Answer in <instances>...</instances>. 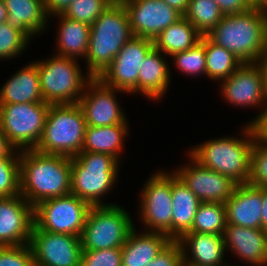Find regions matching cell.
I'll list each match as a JSON object with an SVG mask.
<instances>
[{
  "label": "cell",
  "mask_w": 267,
  "mask_h": 266,
  "mask_svg": "<svg viewBox=\"0 0 267 266\" xmlns=\"http://www.w3.org/2000/svg\"><path fill=\"white\" fill-rule=\"evenodd\" d=\"M223 15L215 0H189L183 17L196 28L201 36H207Z\"/></svg>",
  "instance_id": "obj_31"
},
{
  "label": "cell",
  "mask_w": 267,
  "mask_h": 266,
  "mask_svg": "<svg viewBox=\"0 0 267 266\" xmlns=\"http://www.w3.org/2000/svg\"><path fill=\"white\" fill-rule=\"evenodd\" d=\"M172 240L178 241L191 231L197 208L198 197L180 180L172 170Z\"/></svg>",
  "instance_id": "obj_27"
},
{
  "label": "cell",
  "mask_w": 267,
  "mask_h": 266,
  "mask_svg": "<svg viewBox=\"0 0 267 266\" xmlns=\"http://www.w3.org/2000/svg\"><path fill=\"white\" fill-rule=\"evenodd\" d=\"M7 10V20L12 27L24 32L32 41L33 37L46 33L50 19L43 0H3Z\"/></svg>",
  "instance_id": "obj_24"
},
{
  "label": "cell",
  "mask_w": 267,
  "mask_h": 266,
  "mask_svg": "<svg viewBox=\"0 0 267 266\" xmlns=\"http://www.w3.org/2000/svg\"><path fill=\"white\" fill-rule=\"evenodd\" d=\"M72 158L21 150L19 156L20 194L33 206L71 193Z\"/></svg>",
  "instance_id": "obj_1"
},
{
  "label": "cell",
  "mask_w": 267,
  "mask_h": 266,
  "mask_svg": "<svg viewBox=\"0 0 267 266\" xmlns=\"http://www.w3.org/2000/svg\"><path fill=\"white\" fill-rule=\"evenodd\" d=\"M262 187L237 184L226 201V223L246 228H261Z\"/></svg>",
  "instance_id": "obj_20"
},
{
  "label": "cell",
  "mask_w": 267,
  "mask_h": 266,
  "mask_svg": "<svg viewBox=\"0 0 267 266\" xmlns=\"http://www.w3.org/2000/svg\"><path fill=\"white\" fill-rule=\"evenodd\" d=\"M20 151L17 150L8 140V137L0 128V158L19 157Z\"/></svg>",
  "instance_id": "obj_43"
},
{
  "label": "cell",
  "mask_w": 267,
  "mask_h": 266,
  "mask_svg": "<svg viewBox=\"0 0 267 266\" xmlns=\"http://www.w3.org/2000/svg\"><path fill=\"white\" fill-rule=\"evenodd\" d=\"M224 15L242 13L252 6L246 0H215Z\"/></svg>",
  "instance_id": "obj_41"
},
{
  "label": "cell",
  "mask_w": 267,
  "mask_h": 266,
  "mask_svg": "<svg viewBox=\"0 0 267 266\" xmlns=\"http://www.w3.org/2000/svg\"><path fill=\"white\" fill-rule=\"evenodd\" d=\"M86 126L78 103L50 105L43 134L35 150L73 158L83 148Z\"/></svg>",
  "instance_id": "obj_6"
},
{
  "label": "cell",
  "mask_w": 267,
  "mask_h": 266,
  "mask_svg": "<svg viewBox=\"0 0 267 266\" xmlns=\"http://www.w3.org/2000/svg\"><path fill=\"white\" fill-rule=\"evenodd\" d=\"M39 60L36 65L44 102L51 105L78 103L93 78L81 69L80 59L52 54Z\"/></svg>",
  "instance_id": "obj_7"
},
{
  "label": "cell",
  "mask_w": 267,
  "mask_h": 266,
  "mask_svg": "<svg viewBox=\"0 0 267 266\" xmlns=\"http://www.w3.org/2000/svg\"><path fill=\"white\" fill-rule=\"evenodd\" d=\"M91 207L72 193L50 198L34 207V225L39 230L80 237Z\"/></svg>",
  "instance_id": "obj_11"
},
{
  "label": "cell",
  "mask_w": 267,
  "mask_h": 266,
  "mask_svg": "<svg viewBox=\"0 0 267 266\" xmlns=\"http://www.w3.org/2000/svg\"><path fill=\"white\" fill-rule=\"evenodd\" d=\"M35 266H80V237L39 230L35 225L29 241Z\"/></svg>",
  "instance_id": "obj_16"
},
{
  "label": "cell",
  "mask_w": 267,
  "mask_h": 266,
  "mask_svg": "<svg viewBox=\"0 0 267 266\" xmlns=\"http://www.w3.org/2000/svg\"><path fill=\"white\" fill-rule=\"evenodd\" d=\"M258 135L255 125L244 124L237 136L225 135L190 147L187 151L204 167L230 177L237 184L251 178V151ZM242 136V137H241Z\"/></svg>",
  "instance_id": "obj_2"
},
{
  "label": "cell",
  "mask_w": 267,
  "mask_h": 266,
  "mask_svg": "<svg viewBox=\"0 0 267 266\" xmlns=\"http://www.w3.org/2000/svg\"><path fill=\"white\" fill-rule=\"evenodd\" d=\"M51 104H0V128L19 151L35 149L43 134Z\"/></svg>",
  "instance_id": "obj_10"
},
{
  "label": "cell",
  "mask_w": 267,
  "mask_h": 266,
  "mask_svg": "<svg viewBox=\"0 0 267 266\" xmlns=\"http://www.w3.org/2000/svg\"><path fill=\"white\" fill-rule=\"evenodd\" d=\"M129 122L105 127L86 126L85 139L81 151L106 153L122 163L124 140L130 135Z\"/></svg>",
  "instance_id": "obj_28"
},
{
  "label": "cell",
  "mask_w": 267,
  "mask_h": 266,
  "mask_svg": "<svg viewBox=\"0 0 267 266\" xmlns=\"http://www.w3.org/2000/svg\"><path fill=\"white\" fill-rule=\"evenodd\" d=\"M114 0H74L62 14L90 26Z\"/></svg>",
  "instance_id": "obj_35"
},
{
  "label": "cell",
  "mask_w": 267,
  "mask_h": 266,
  "mask_svg": "<svg viewBox=\"0 0 267 266\" xmlns=\"http://www.w3.org/2000/svg\"><path fill=\"white\" fill-rule=\"evenodd\" d=\"M249 184L267 187V143L258 135L251 151V178Z\"/></svg>",
  "instance_id": "obj_37"
},
{
  "label": "cell",
  "mask_w": 267,
  "mask_h": 266,
  "mask_svg": "<svg viewBox=\"0 0 267 266\" xmlns=\"http://www.w3.org/2000/svg\"><path fill=\"white\" fill-rule=\"evenodd\" d=\"M169 58L181 74L188 77H206L205 36H201L200 41L192 48L174 53Z\"/></svg>",
  "instance_id": "obj_33"
},
{
  "label": "cell",
  "mask_w": 267,
  "mask_h": 266,
  "mask_svg": "<svg viewBox=\"0 0 267 266\" xmlns=\"http://www.w3.org/2000/svg\"><path fill=\"white\" fill-rule=\"evenodd\" d=\"M206 77L220 84L243 63L232 52L205 36ZM218 81V82H217Z\"/></svg>",
  "instance_id": "obj_30"
},
{
  "label": "cell",
  "mask_w": 267,
  "mask_h": 266,
  "mask_svg": "<svg viewBox=\"0 0 267 266\" xmlns=\"http://www.w3.org/2000/svg\"><path fill=\"white\" fill-rule=\"evenodd\" d=\"M133 36L123 3L114 0L91 25L85 71L99 78Z\"/></svg>",
  "instance_id": "obj_4"
},
{
  "label": "cell",
  "mask_w": 267,
  "mask_h": 266,
  "mask_svg": "<svg viewBox=\"0 0 267 266\" xmlns=\"http://www.w3.org/2000/svg\"><path fill=\"white\" fill-rule=\"evenodd\" d=\"M0 266H35L30 245L0 247Z\"/></svg>",
  "instance_id": "obj_39"
},
{
  "label": "cell",
  "mask_w": 267,
  "mask_h": 266,
  "mask_svg": "<svg viewBox=\"0 0 267 266\" xmlns=\"http://www.w3.org/2000/svg\"><path fill=\"white\" fill-rule=\"evenodd\" d=\"M126 94L106 85L100 78H92L78 101L87 126L105 127L115 124H126L129 119L125 109L117 98Z\"/></svg>",
  "instance_id": "obj_13"
},
{
  "label": "cell",
  "mask_w": 267,
  "mask_h": 266,
  "mask_svg": "<svg viewBox=\"0 0 267 266\" xmlns=\"http://www.w3.org/2000/svg\"><path fill=\"white\" fill-rule=\"evenodd\" d=\"M164 170L151 173L144 182L137 213L142 231L164 233L172 240V171Z\"/></svg>",
  "instance_id": "obj_9"
},
{
  "label": "cell",
  "mask_w": 267,
  "mask_h": 266,
  "mask_svg": "<svg viewBox=\"0 0 267 266\" xmlns=\"http://www.w3.org/2000/svg\"><path fill=\"white\" fill-rule=\"evenodd\" d=\"M252 7L259 9V0H246Z\"/></svg>",
  "instance_id": "obj_50"
},
{
  "label": "cell",
  "mask_w": 267,
  "mask_h": 266,
  "mask_svg": "<svg viewBox=\"0 0 267 266\" xmlns=\"http://www.w3.org/2000/svg\"><path fill=\"white\" fill-rule=\"evenodd\" d=\"M221 266H233V265H231L230 263H228L226 265H221Z\"/></svg>",
  "instance_id": "obj_51"
},
{
  "label": "cell",
  "mask_w": 267,
  "mask_h": 266,
  "mask_svg": "<svg viewBox=\"0 0 267 266\" xmlns=\"http://www.w3.org/2000/svg\"><path fill=\"white\" fill-rule=\"evenodd\" d=\"M226 224L224 203L201 202L197 208L191 231L188 233L223 235Z\"/></svg>",
  "instance_id": "obj_32"
},
{
  "label": "cell",
  "mask_w": 267,
  "mask_h": 266,
  "mask_svg": "<svg viewBox=\"0 0 267 266\" xmlns=\"http://www.w3.org/2000/svg\"><path fill=\"white\" fill-rule=\"evenodd\" d=\"M80 266H122V248L82 251Z\"/></svg>",
  "instance_id": "obj_38"
},
{
  "label": "cell",
  "mask_w": 267,
  "mask_h": 266,
  "mask_svg": "<svg viewBox=\"0 0 267 266\" xmlns=\"http://www.w3.org/2000/svg\"><path fill=\"white\" fill-rule=\"evenodd\" d=\"M131 217L118 203L92 206L80 236L82 251L122 248L137 225Z\"/></svg>",
  "instance_id": "obj_8"
},
{
  "label": "cell",
  "mask_w": 267,
  "mask_h": 266,
  "mask_svg": "<svg viewBox=\"0 0 267 266\" xmlns=\"http://www.w3.org/2000/svg\"><path fill=\"white\" fill-rule=\"evenodd\" d=\"M219 85L222 99L229 106L255 108L259 113L252 117L250 125H255L267 109V99L264 93L262 73L257 63H243L227 79L221 80Z\"/></svg>",
  "instance_id": "obj_12"
},
{
  "label": "cell",
  "mask_w": 267,
  "mask_h": 266,
  "mask_svg": "<svg viewBox=\"0 0 267 266\" xmlns=\"http://www.w3.org/2000/svg\"><path fill=\"white\" fill-rule=\"evenodd\" d=\"M153 48V40L133 36L99 78L110 87L137 95L140 66Z\"/></svg>",
  "instance_id": "obj_14"
},
{
  "label": "cell",
  "mask_w": 267,
  "mask_h": 266,
  "mask_svg": "<svg viewBox=\"0 0 267 266\" xmlns=\"http://www.w3.org/2000/svg\"><path fill=\"white\" fill-rule=\"evenodd\" d=\"M7 20V10L3 0H0V24Z\"/></svg>",
  "instance_id": "obj_48"
},
{
  "label": "cell",
  "mask_w": 267,
  "mask_h": 266,
  "mask_svg": "<svg viewBox=\"0 0 267 266\" xmlns=\"http://www.w3.org/2000/svg\"><path fill=\"white\" fill-rule=\"evenodd\" d=\"M30 38L21 30L12 27L5 22L0 24V60L6 62L9 59L22 57L28 49Z\"/></svg>",
  "instance_id": "obj_34"
},
{
  "label": "cell",
  "mask_w": 267,
  "mask_h": 266,
  "mask_svg": "<svg viewBox=\"0 0 267 266\" xmlns=\"http://www.w3.org/2000/svg\"><path fill=\"white\" fill-rule=\"evenodd\" d=\"M20 194L19 157L0 158V197Z\"/></svg>",
  "instance_id": "obj_36"
},
{
  "label": "cell",
  "mask_w": 267,
  "mask_h": 266,
  "mask_svg": "<svg viewBox=\"0 0 267 266\" xmlns=\"http://www.w3.org/2000/svg\"><path fill=\"white\" fill-rule=\"evenodd\" d=\"M59 20L56 27V49L54 54L63 57L85 60L90 39L91 26L87 23L79 22L71 18H66L62 14L54 15L49 19ZM56 52V53H55Z\"/></svg>",
  "instance_id": "obj_26"
},
{
  "label": "cell",
  "mask_w": 267,
  "mask_h": 266,
  "mask_svg": "<svg viewBox=\"0 0 267 266\" xmlns=\"http://www.w3.org/2000/svg\"><path fill=\"white\" fill-rule=\"evenodd\" d=\"M129 17L134 36L154 40L183 16L163 0H120Z\"/></svg>",
  "instance_id": "obj_17"
},
{
  "label": "cell",
  "mask_w": 267,
  "mask_h": 266,
  "mask_svg": "<svg viewBox=\"0 0 267 266\" xmlns=\"http://www.w3.org/2000/svg\"><path fill=\"white\" fill-rule=\"evenodd\" d=\"M223 239L226 252L251 266H267V231L226 224Z\"/></svg>",
  "instance_id": "obj_19"
},
{
  "label": "cell",
  "mask_w": 267,
  "mask_h": 266,
  "mask_svg": "<svg viewBox=\"0 0 267 266\" xmlns=\"http://www.w3.org/2000/svg\"><path fill=\"white\" fill-rule=\"evenodd\" d=\"M200 39L196 28L182 17L159 33L153 40V46L169 57L192 48Z\"/></svg>",
  "instance_id": "obj_29"
},
{
  "label": "cell",
  "mask_w": 267,
  "mask_h": 266,
  "mask_svg": "<svg viewBox=\"0 0 267 266\" xmlns=\"http://www.w3.org/2000/svg\"><path fill=\"white\" fill-rule=\"evenodd\" d=\"M34 207L21 195L0 197V247L29 244Z\"/></svg>",
  "instance_id": "obj_18"
},
{
  "label": "cell",
  "mask_w": 267,
  "mask_h": 266,
  "mask_svg": "<svg viewBox=\"0 0 267 266\" xmlns=\"http://www.w3.org/2000/svg\"><path fill=\"white\" fill-rule=\"evenodd\" d=\"M120 167L121 163L112 155L81 151L71 162V193L91 206L117 204L106 203L103 198L119 182Z\"/></svg>",
  "instance_id": "obj_5"
},
{
  "label": "cell",
  "mask_w": 267,
  "mask_h": 266,
  "mask_svg": "<svg viewBox=\"0 0 267 266\" xmlns=\"http://www.w3.org/2000/svg\"><path fill=\"white\" fill-rule=\"evenodd\" d=\"M74 0H43L48 17L63 14Z\"/></svg>",
  "instance_id": "obj_42"
},
{
  "label": "cell",
  "mask_w": 267,
  "mask_h": 266,
  "mask_svg": "<svg viewBox=\"0 0 267 266\" xmlns=\"http://www.w3.org/2000/svg\"><path fill=\"white\" fill-rule=\"evenodd\" d=\"M178 242L183 252L184 266H221L228 264L223 235L186 233Z\"/></svg>",
  "instance_id": "obj_21"
},
{
  "label": "cell",
  "mask_w": 267,
  "mask_h": 266,
  "mask_svg": "<svg viewBox=\"0 0 267 266\" xmlns=\"http://www.w3.org/2000/svg\"><path fill=\"white\" fill-rule=\"evenodd\" d=\"M147 266H184L181 244L171 240Z\"/></svg>",
  "instance_id": "obj_40"
},
{
  "label": "cell",
  "mask_w": 267,
  "mask_h": 266,
  "mask_svg": "<svg viewBox=\"0 0 267 266\" xmlns=\"http://www.w3.org/2000/svg\"><path fill=\"white\" fill-rule=\"evenodd\" d=\"M158 49L153 48L140 66L138 94L152 101H162L171 84L172 73L169 60ZM168 61V62H167ZM169 63V64H168ZM161 99V100H160Z\"/></svg>",
  "instance_id": "obj_22"
},
{
  "label": "cell",
  "mask_w": 267,
  "mask_h": 266,
  "mask_svg": "<svg viewBox=\"0 0 267 266\" xmlns=\"http://www.w3.org/2000/svg\"><path fill=\"white\" fill-rule=\"evenodd\" d=\"M259 10L267 13V0H259Z\"/></svg>",
  "instance_id": "obj_49"
},
{
  "label": "cell",
  "mask_w": 267,
  "mask_h": 266,
  "mask_svg": "<svg viewBox=\"0 0 267 266\" xmlns=\"http://www.w3.org/2000/svg\"><path fill=\"white\" fill-rule=\"evenodd\" d=\"M258 136L267 143V109L262 118L255 124Z\"/></svg>",
  "instance_id": "obj_44"
},
{
  "label": "cell",
  "mask_w": 267,
  "mask_h": 266,
  "mask_svg": "<svg viewBox=\"0 0 267 266\" xmlns=\"http://www.w3.org/2000/svg\"><path fill=\"white\" fill-rule=\"evenodd\" d=\"M262 217H261V228L267 231V187H262Z\"/></svg>",
  "instance_id": "obj_47"
},
{
  "label": "cell",
  "mask_w": 267,
  "mask_h": 266,
  "mask_svg": "<svg viewBox=\"0 0 267 266\" xmlns=\"http://www.w3.org/2000/svg\"><path fill=\"white\" fill-rule=\"evenodd\" d=\"M43 101L36 59L12 74L0 88V104Z\"/></svg>",
  "instance_id": "obj_23"
},
{
  "label": "cell",
  "mask_w": 267,
  "mask_h": 266,
  "mask_svg": "<svg viewBox=\"0 0 267 266\" xmlns=\"http://www.w3.org/2000/svg\"><path fill=\"white\" fill-rule=\"evenodd\" d=\"M137 230L135 226L122 247V266H147L171 241L164 233Z\"/></svg>",
  "instance_id": "obj_25"
},
{
  "label": "cell",
  "mask_w": 267,
  "mask_h": 266,
  "mask_svg": "<svg viewBox=\"0 0 267 266\" xmlns=\"http://www.w3.org/2000/svg\"><path fill=\"white\" fill-rule=\"evenodd\" d=\"M188 154V156H187ZM188 160L173 172L198 197L200 202L226 203L237 186L230 177L204 167L189 153Z\"/></svg>",
  "instance_id": "obj_15"
},
{
  "label": "cell",
  "mask_w": 267,
  "mask_h": 266,
  "mask_svg": "<svg viewBox=\"0 0 267 266\" xmlns=\"http://www.w3.org/2000/svg\"><path fill=\"white\" fill-rule=\"evenodd\" d=\"M256 63L259 65L260 71L262 73L264 93L267 99V53Z\"/></svg>",
  "instance_id": "obj_46"
},
{
  "label": "cell",
  "mask_w": 267,
  "mask_h": 266,
  "mask_svg": "<svg viewBox=\"0 0 267 266\" xmlns=\"http://www.w3.org/2000/svg\"><path fill=\"white\" fill-rule=\"evenodd\" d=\"M207 37L242 63H256L267 53V13L256 7L223 15Z\"/></svg>",
  "instance_id": "obj_3"
},
{
  "label": "cell",
  "mask_w": 267,
  "mask_h": 266,
  "mask_svg": "<svg viewBox=\"0 0 267 266\" xmlns=\"http://www.w3.org/2000/svg\"><path fill=\"white\" fill-rule=\"evenodd\" d=\"M165 1L170 7L178 11L182 16L187 11V7L189 4V0H163Z\"/></svg>",
  "instance_id": "obj_45"
}]
</instances>
